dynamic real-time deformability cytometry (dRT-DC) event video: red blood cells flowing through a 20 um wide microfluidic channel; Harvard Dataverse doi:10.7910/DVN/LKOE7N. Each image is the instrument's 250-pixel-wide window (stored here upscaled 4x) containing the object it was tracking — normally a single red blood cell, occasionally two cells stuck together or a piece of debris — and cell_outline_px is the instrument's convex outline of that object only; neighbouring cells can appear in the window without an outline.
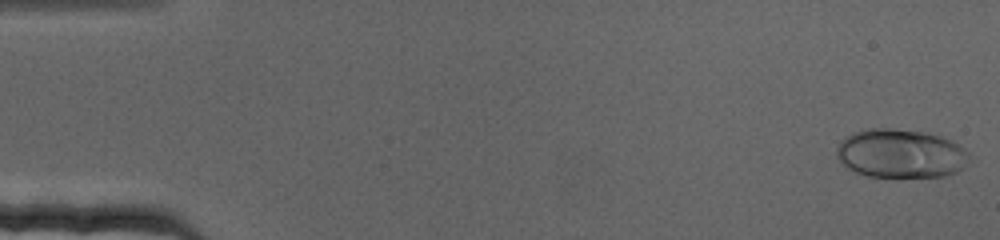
{"species": "human", "species_latin": "Homo sapiens", "temperature_condition": "cold", "stored_images_in_passage": 70, "camera_frame_rate_fps": 3000, "um_per_image_px": 0.085, "donor": {"sex": "female"}, "frame": {"image": 1, "passage_image": 1, "time_ms": 0.0, "image_size_px": [1000, 240], "cell_outline_px": [[968, 156], [964, 168], [956, 172], [944, 176], [868, 176], [856, 172], [848, 168], [836, 156], [836, 148], [840, 140], [844, 136], [852, 132], [868, 128], [888, 128], [924, 132], [952, 140], [964, 148], [968, 152]], "centroid_in_image_um": [76.52, 13.03], "position_along_channel_um": 8.5, "area_um2": 37.63}}
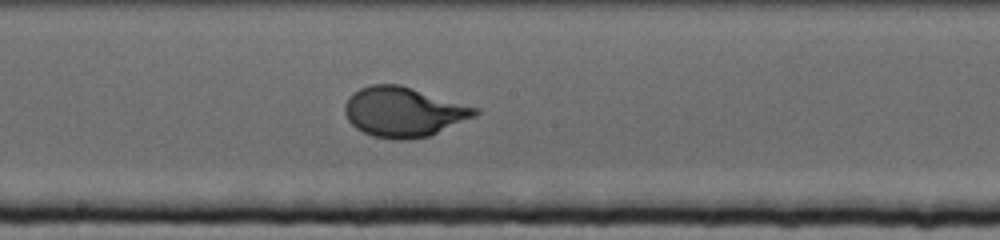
{"frame": {"image": 2, "passage_image": 38, "time_ms": 12.333, "image_size_px": [1000, 240], "cell_outline_px": [[480, 112], [476, 116], [428, 136], [408, 140], [396, 140], [372, 136], [356, 128], [348, 120], [344, 112], [344, 104], [348, 96], [352, 92], [360, 88], [372, 84], [400, 84], [480, 108]], "centroid_in_image_um": [34.29, 9.5], "position_along_channel_um": 213.9, "area_um2": 38.03}}
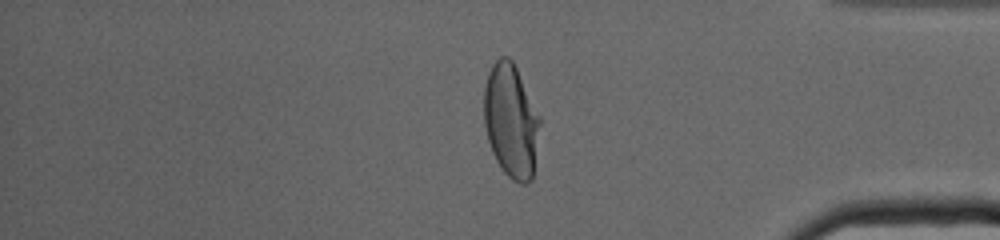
{"frame": {"image": 3, "passage_image": 59, "time_ms": 19.333, "image_size_px": [1000, 240], "cell_outline_px": [[540, 124], [532, 180], [524, 184], [520, 184], [512, 180], [504, 172], [496, 160], [492, 152], [488, 140], [484, 124], [484, 88], [488, 72], [492, 64], [500, 56], [508, 56], [512, 60], [540, 116]], "centroid_in_image_um": [43.42, 10.27], "position_along_channel_um": 391.8, "area_um2": 36.99}}